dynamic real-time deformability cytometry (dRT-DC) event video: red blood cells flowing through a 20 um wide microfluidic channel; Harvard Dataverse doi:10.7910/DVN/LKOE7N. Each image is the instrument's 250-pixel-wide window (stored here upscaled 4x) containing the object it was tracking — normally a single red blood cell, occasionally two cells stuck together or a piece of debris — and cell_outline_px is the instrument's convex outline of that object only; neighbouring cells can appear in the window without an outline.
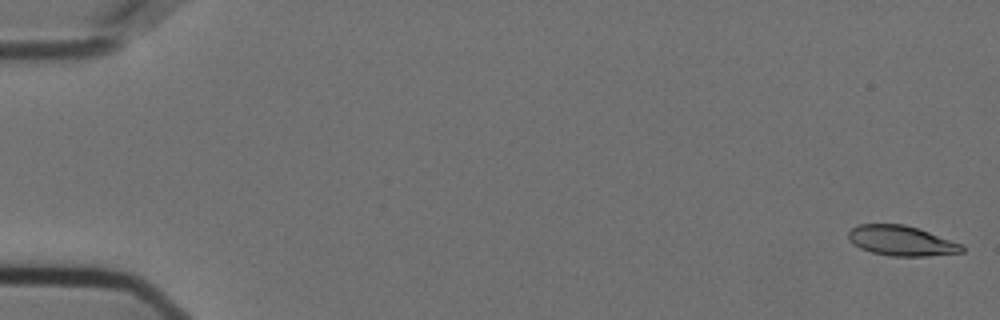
{"species": "Egyptian fruit bat (a non-hibernating species)", "species_latin": "Rousettus aegyptiacus", "temperature_condition": "cold", "stored_images_in_passage": 44, "camera_frame_rate_fps": 3000, "um_per_image_px": 0.085, "animal": {"sex": "female"}, "frame": {"image": 1, "passage_image": 1, "time_ms": 0.0, "image_size_px": [1000, 320], "cell_outline_px": [[964, 252], [928, 256], [892, 256], [872, 252], [860, 248], [848, 240], [848, 232], [852, 228], [860, 224], [904, 224], [928, 232], [960, 244], [964, 248]], "centroid_in_image_um": [76.58, 20.47], "position_along_channel_um": 8.4, "area_um2": 19.59}}
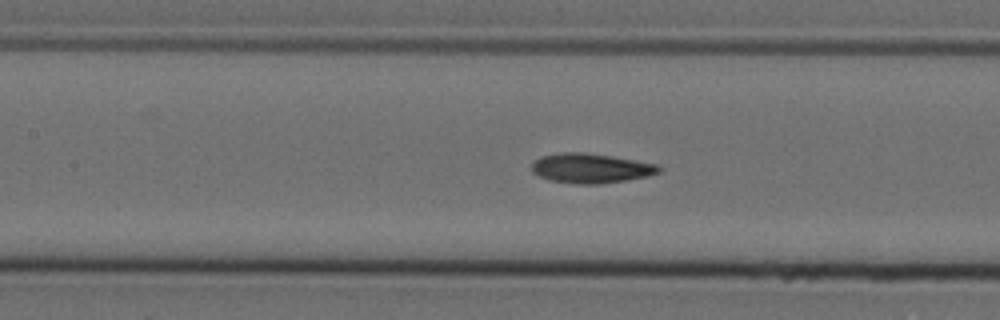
{"frame": {"image": 2, "passage_image": 26, "time_ms": 8.333, "image_size_px": [1000, 320], "cell_outline_px": [[664, 168], [660, 172], [648, 176], [600, 184], [576, 184], [548, 180], [532, 172], [532, 164], [540, 156], [560, 152], [584, 152], [612, 156], [660, 164]], "centroid_in_image_um": [50.25, 14.29], "position_along_channel_um": 157.1, "area_um2": 22.2}}
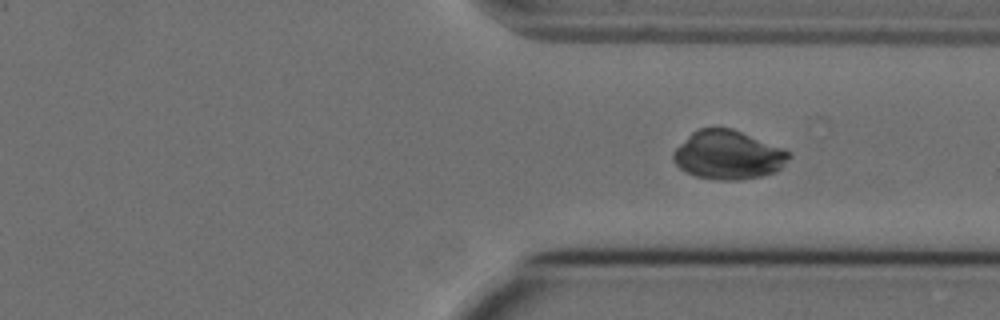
{"frame": {"image": 3, "passage_image": 44, "time_ms": 14.333, "image_size_px": [1000, 320], "cell_outline_px": [[792, 156], [776, 172], [764, 176], [740, 180], [716, 180], [696, 176], [684, 172], [672, 160], [672, 152], [692, 132], [700, 128], [732, 128], [784, 148]], "centroid_in_image_um": [61.89, 13.18], "position_along_channel_um": 349.5, "area_um2": 33.06}}